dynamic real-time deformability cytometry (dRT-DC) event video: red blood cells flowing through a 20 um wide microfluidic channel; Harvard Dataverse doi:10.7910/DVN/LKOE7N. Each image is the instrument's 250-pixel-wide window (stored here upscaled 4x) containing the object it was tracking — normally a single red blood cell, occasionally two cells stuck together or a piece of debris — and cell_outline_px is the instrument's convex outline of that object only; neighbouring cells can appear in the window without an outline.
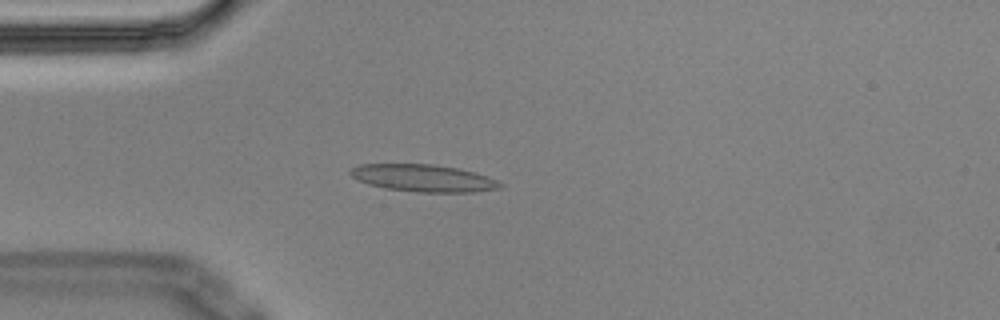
{"species": "Egyptian fruit bat (a non-hibernating species)", "species_latin": "Rousettus aegyptiacus", "temperature_condition": "cold", "stored_images_in_passage": 4, "camera_frame_rate_fps": 3000, "um_per_image_px": 0.085, "animal": {"sex": "male"}, "frame": {"image": 1, "passage_image": 3, "time_ms": 0.667, "image_size_px": [1000, 320], "cell_outline_px": [[504, 184], [500, 188], [476, 192], [416, 192], [384, 188], [368, 184], [352, 176], [348, 172], [352, 168], [360, 164], [432, 164], [460, 168], [496, 180]], "centroid_in_image_um": [35.98, 15.14], "position_along_channel_um": 49.0, "area_um2": 23.64}}